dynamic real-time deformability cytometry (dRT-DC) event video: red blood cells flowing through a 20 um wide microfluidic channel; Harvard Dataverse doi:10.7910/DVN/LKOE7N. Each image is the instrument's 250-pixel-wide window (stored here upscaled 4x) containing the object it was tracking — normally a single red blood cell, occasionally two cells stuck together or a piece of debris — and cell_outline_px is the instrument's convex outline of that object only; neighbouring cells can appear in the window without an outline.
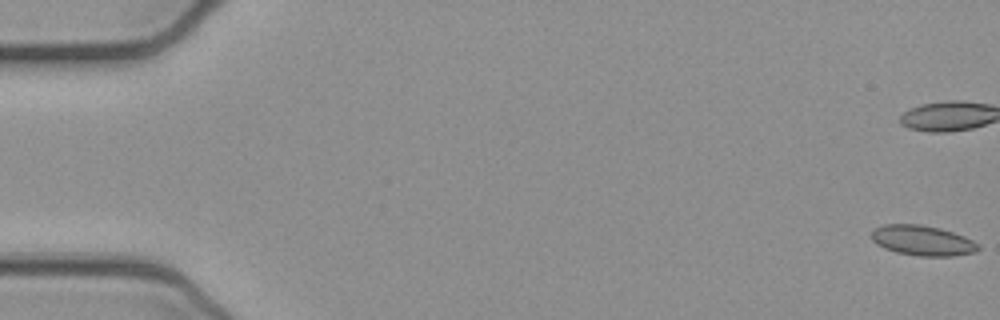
{"species": "common noctule bat (a hibernating species)", "species_latin": "Nyctalus noctula", "temperature_condition": "cold", "stored_images_in_passage": 53, "camera_frame_rate_fps": 3000, "um_per_image_px": 0.085, "animal": {"sex": "female", "body_mass_g": 21.9}, "frame": {"image": 1, "passage_image": 1, "time_ms": 0.0, "image_size_px": [1000, 320], "cell_outline_px": [[980, 248], [976, 252], [952, 256], [920, 256], [896, 252], [884, 248], [876, 244], [872, 240], [872, 228], [884, 224], [920, 224], [940, 228], [964, 236], [980, 244]], "centroid_in_image_um": [78.41, 20.44], "position_along_channel_um": 6.6, "area_um2": 18.9}, "authors_computed_cell_mechanics": {"area_um2": 18.207, "velocity_mm_per_s": 3.9058, "shape_relaxation_time_tau1_ms": null, "shape_relaxation_time_tau2_ms": 2.7338, "deformation_change_tau1": null, "deformation_change_tau2": 0.0786}}